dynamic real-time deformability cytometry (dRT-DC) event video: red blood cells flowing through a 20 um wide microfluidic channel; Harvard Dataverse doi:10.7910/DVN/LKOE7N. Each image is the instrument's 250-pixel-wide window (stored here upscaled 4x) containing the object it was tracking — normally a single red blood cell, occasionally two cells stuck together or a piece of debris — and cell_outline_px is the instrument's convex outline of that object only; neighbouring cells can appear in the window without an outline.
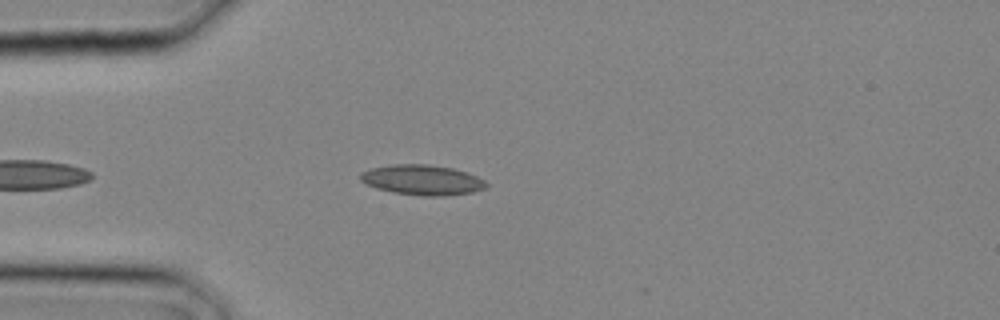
{"species": "common noctule bat (a hibernating species)", "species_latin": "Nyctalus noctula", "temperature_condition": "cold", "stored_images_in_passage": 10, "camera_frame_rate_fps": 3000, "um_per_image_px": 0.085, "animal": {"sex": "male", "body_mass_g": 20.4}, "frame": {"image": 1, "passage_image": 2, "time_ms": 0.333, "image_size_px": [1000, 320], "cell_outline_px": [[488, 188], [472, 192], [444, 196], [424, 196], [396, 192], [376, 188], [360, 180], [360, 172], [372, 168], [392, 164], [428, 164], [452, 168], [468, 172], [484, 180], [488, 184]], "centroid_in_image_um": [35.93, 15.29], "position_along_channel_um": 49.1, "area_um2": 22.08}}
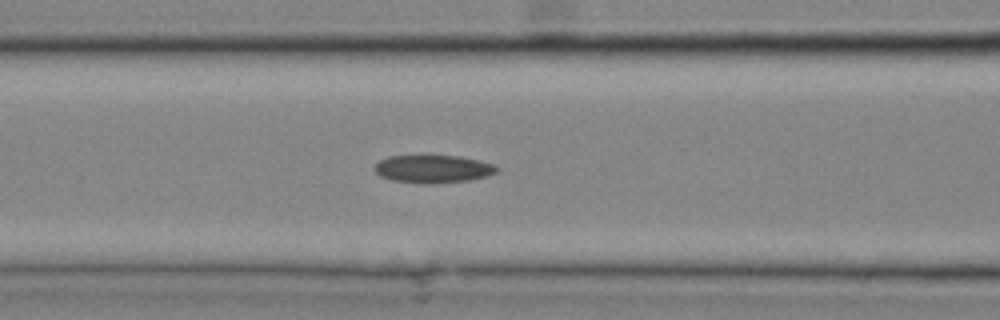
{"frame": {"image": 2, "passage_image": 6, "time_ms": 1.667, "image_size_px": [1000, 320], "cell_outline_px": [[500, 168], [496, 172], [488, 176], [468, 180], [432, 184], [424, 184], [392, 180], [380, 176], [376, 172], [376, 164], [380, 160], [388, 156], [428, 152], [460, 156], [492, 164]], "centroid_in_image_um": [36.78, 14.31], "position_along_channel_um": 129.8, "area_um2": 20.69}}
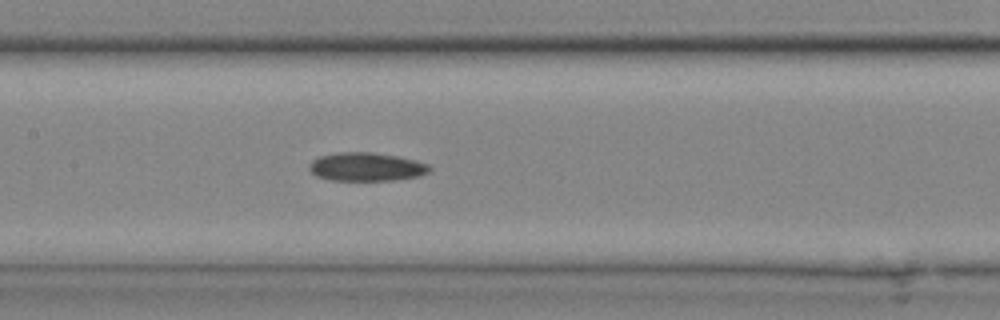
{"frame": {"image": 3, "passage_image": 8, "time_ms": 2.333, "image_size_px": [1000, 320], "cell_outline_px": [[432, 168], [428, 172], [416, 176], [392, 180], [328, 180], [316, 176], [308, 168], [308, 164], [312, 160], [320, 156], [336, 152], [372, 152], [396, 156], [428, 164]], "centroid_in_image_um": [31.07, 14.17], "position_along_channel_um": 176.3, "area_um2": 19.83}}